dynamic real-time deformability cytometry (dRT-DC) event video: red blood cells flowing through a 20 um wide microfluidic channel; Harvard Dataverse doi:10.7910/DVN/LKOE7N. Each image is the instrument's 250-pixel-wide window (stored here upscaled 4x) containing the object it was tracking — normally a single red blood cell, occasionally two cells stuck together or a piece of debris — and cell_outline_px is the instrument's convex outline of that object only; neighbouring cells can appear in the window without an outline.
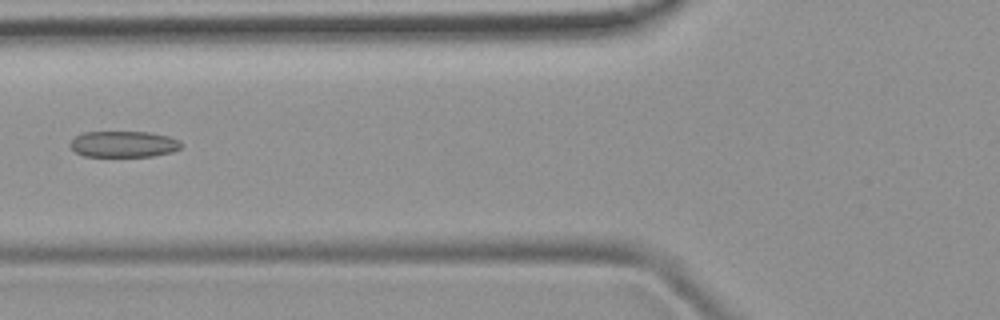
{"species": "common noctule bat (a hibernating species)", "species_latin": "Nyctalus noctula", "temperature_condition": "room temperature", "stored_images_in_passage": 5, "camera_frame_rate_fps": 3000, "um_per_image_px": 0.085, "animal": {"sex": "female", "body_mass_g": 19.9}, "frame": {"image": 1, "passage_image": 5, "time_ms": 4.333, "image_size_px": [1000, 320], "cell_outline_px": [[180, 148], [172, 152], [152, 156], [84, 156], [76, 152], [68, 144], [76, 136], [84, 132], [148, 132], [168, 136], [180, 140]], "centroid_in_image_um": [10.5, 12.25], "position_along_channel_um": 115.3, "area_um2": 16.82}}